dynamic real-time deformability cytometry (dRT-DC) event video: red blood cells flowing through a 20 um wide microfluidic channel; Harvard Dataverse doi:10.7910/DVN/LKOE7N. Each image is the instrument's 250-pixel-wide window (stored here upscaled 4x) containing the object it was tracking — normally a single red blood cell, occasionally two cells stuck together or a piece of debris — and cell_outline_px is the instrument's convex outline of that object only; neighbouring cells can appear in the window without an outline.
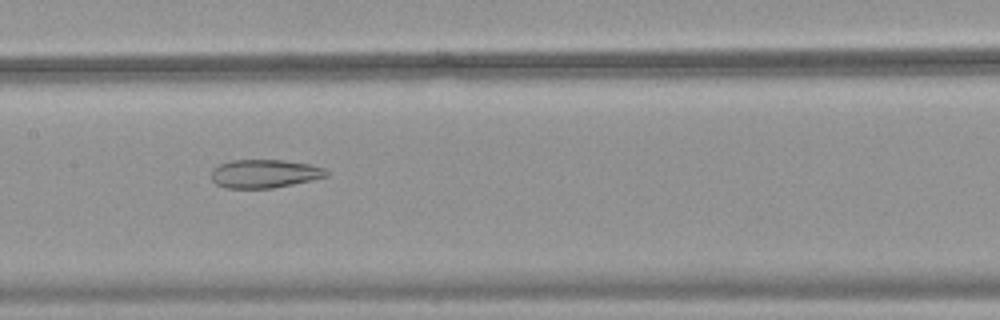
{"species": "common noctule bat (a hibernating species)", "species_latin": "Nyctalus noctula", "temperature_condition": "warm", "stored_images_in_passage": 46, "camera_frame_rate_fps": 3000, "um_per_image_px": 0.085, "animal": {"sex": "female", "body_mass_g": 18.4}, "frame": {"image": 1, "passage_image": 21, "time_ms": 6.667, "image_size_px": [1000, 320], "cell_outline_px": [[328, 176], [292, 184], [272, 188], [228, 188], [216, 184], [212, 180], [212, 168], [220, 164], [232, 160], [284, 160], [312, 164], [324, 168], [328, 172]], "centroid_in_image_um": [22.49, 14.75], "position_along_channel_um": 184.9, "area_um2": 19.02}}
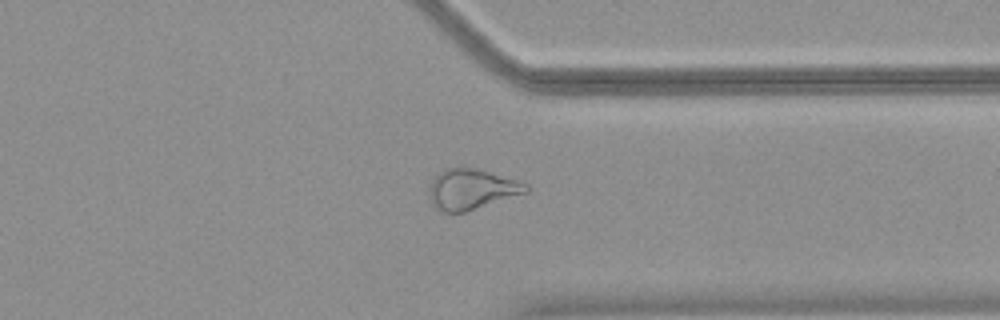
{"frame": {"image": 2, "passage_image": 35, "time_ms": 11.333, "image_size_px": [1000, 320], "cell_outline_px": [[532, 188], [528, 192], [464, 212], [444, 212], [432, 200], [432, 180], [444, 168], [476, 168], [516, 180], [528, 184]], "centroid_in_image_um": [40.17, 16.07], "position_along_channel_um": 371.2, "area_um2": 22.02}}
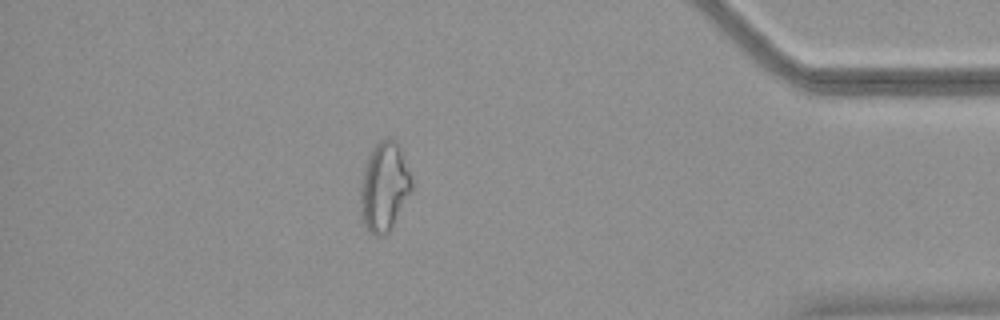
{"frame": {"image": 3, "passage_image": 40, "time_ms": 13.0, "image_size_px": [1000, 320], "cell_outline_px": [[412, 188], [388, 232], [384, 236], [376, 236], [368, 232], [364, 228], [360, 212], [360, 180], [368, 156], [372, 148], [380, 140], [396, 140], [400, 148], [408, 168], [412, 180]], "centroid_in_image_um": [32.61, 15.9], "position_along_channel_um": 402.6, "area_um2": 26.41}}